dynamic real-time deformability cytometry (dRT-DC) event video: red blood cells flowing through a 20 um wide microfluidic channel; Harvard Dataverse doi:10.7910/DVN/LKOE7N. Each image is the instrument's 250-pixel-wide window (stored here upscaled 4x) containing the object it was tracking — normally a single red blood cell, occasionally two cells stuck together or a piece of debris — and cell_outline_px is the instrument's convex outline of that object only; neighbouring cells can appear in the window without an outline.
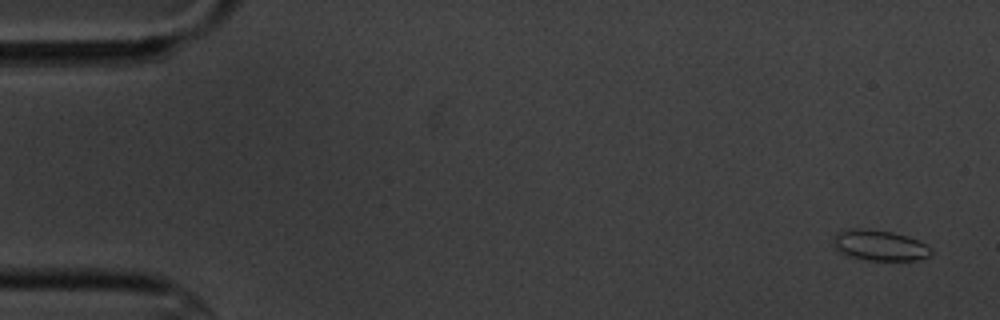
{"species": "common noctule bat (a hibernating species)", "species_latin": "Nyctalus noctula", "temperature_condition": "cold", "stored_images_in_passage": 5, "camera_frame_rate_fps": 3000, "um_per_image_px": 0.085, "animal": {"sex": "male", "body_mass_g": 20.1, "forearm_length_mm": 53.5}, "frame": {"image": 1, "passage_image": 1, "time_ms": 0.0, "image_size_px": [1000, 320], "cell_outline_px": [[932, 252], [928, 256], [916, 260], [868, 260], [848, 256], [836, 252], [832, 244], [832, 240], [836, 232], [848, 228], [860, 228], [892, 232], [908, 236], [932, 248]], "centroid_in_image_um": [74.68, 20.85], "position_along_channel_um": 10.3, "area_um2": 17.63}}
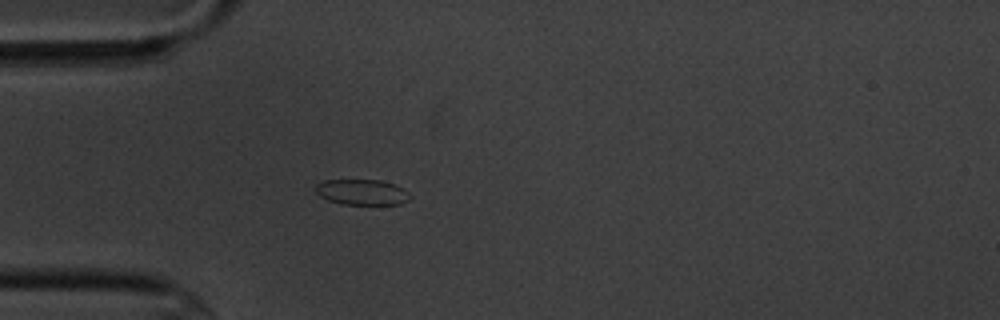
{"frame": {"image": 2, "passage_image": 5, "time_ms": 4.667, "image_size_px": [1000, 320], "cell_outline_px": [[412, 196], [408, 200], [400, 204], [340, 204], [328, 200], [320, 196], [316, 192], [316, 184], [324, 180], [380, 180], [404, 188]], "centroid_in_image_um": [30.77, 16.33], "position_along_channel_um": 54.2, "area_um2": 14.05}}